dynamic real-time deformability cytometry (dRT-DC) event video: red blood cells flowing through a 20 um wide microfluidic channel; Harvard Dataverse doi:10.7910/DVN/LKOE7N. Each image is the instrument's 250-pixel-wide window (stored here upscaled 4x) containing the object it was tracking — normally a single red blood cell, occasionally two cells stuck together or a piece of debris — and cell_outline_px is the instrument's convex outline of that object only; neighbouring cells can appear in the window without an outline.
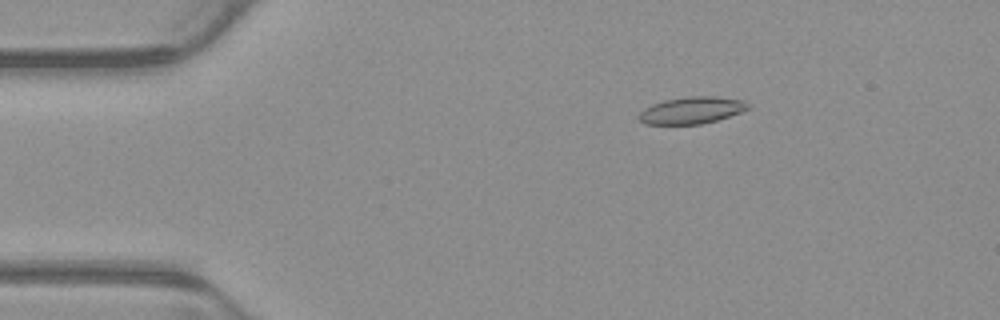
{"species": "common noctule bat (a hibernating species)", "species_latin": "Nyctalus noctula", "temperature_condition": "warm", "stored_images_in_passage": 5, "camera_frame_rate_fps": 3000, "um_per_image_px": 0.085, "animal": {"sex": "male", "body_mass_g": 23.1, "forearm_length_mm": 52.7}, "frame": {"image": 1, "passage_image": 3, "time_ms": 0.667, "image_size_px": [1000, 320], "cell_outline_px": [[748, 108], [740, 112], [716, 120], [700, 124], [644, 124], [636, 116], [644, 108], [652, 104], [664, 100], [688, 96], [712, 96], [744, 100], [748, 104]], "centroid_in_image_um": [58.74, 9.37], "position_along_channel_um": 26.3, "area_um2": 16.99}}
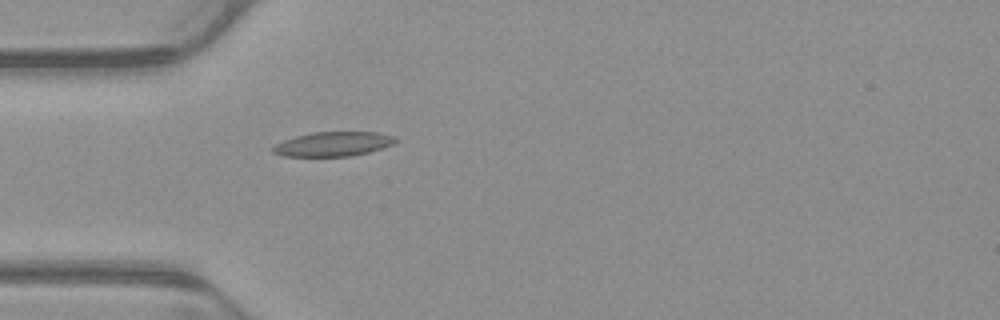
{"frame": {"image": 2, "passage_image": 5, "time_ms": 1.333, "image_size_px": [1000, 320], "cell_outline_px": [[396, 140], [392, 144], [368, 152], [352, 156], [284, 156], [272, 152], [272, 148], [276, 144], [284, 140], [296, 136], [312, 132], [380, 132], [396, 136]], "centroid_in_image_um": [28.32, 12.23], "position_along_channel_um": 56.7, "area_um2": 17.34}}